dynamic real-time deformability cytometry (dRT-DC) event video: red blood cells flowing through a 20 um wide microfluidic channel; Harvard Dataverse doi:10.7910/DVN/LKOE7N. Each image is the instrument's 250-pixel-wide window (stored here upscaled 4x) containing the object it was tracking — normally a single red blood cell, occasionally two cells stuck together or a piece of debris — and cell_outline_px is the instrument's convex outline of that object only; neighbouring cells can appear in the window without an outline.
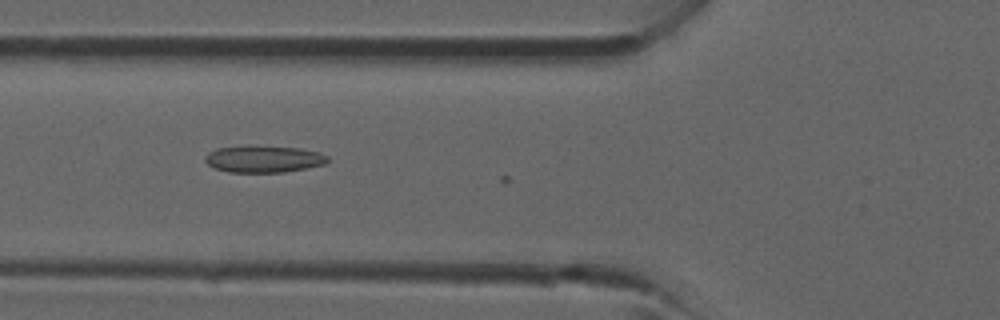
{"species": "common noctule bat (a hibernating species)", "species_latin": "Nyctalus noctula", "temperature_condition": "room temperature", "stored_images_in_passage": 3, "camera_frame_rate_fps": 3000, "um_per_image_px": 0.085, "animal": {"sex": "male", "forearm_length_mm": 52.5}, "frame": {"image": 1, "passage_image": 2, "time_ms": 0.333, "image_size_px": [1000, 320], "cell_outline_px": [[328, 160], [324, 164], [284, 172], [228, 172], [212, 168], [204, 160], [204, 156], [208, 152], [216, 148], [300, 148], [320, 152], [328, 156]], "centroid_in_image_um": [22.39, 13.55], "position_along_channel_um": 103.4, "area_um2": 18.44}}